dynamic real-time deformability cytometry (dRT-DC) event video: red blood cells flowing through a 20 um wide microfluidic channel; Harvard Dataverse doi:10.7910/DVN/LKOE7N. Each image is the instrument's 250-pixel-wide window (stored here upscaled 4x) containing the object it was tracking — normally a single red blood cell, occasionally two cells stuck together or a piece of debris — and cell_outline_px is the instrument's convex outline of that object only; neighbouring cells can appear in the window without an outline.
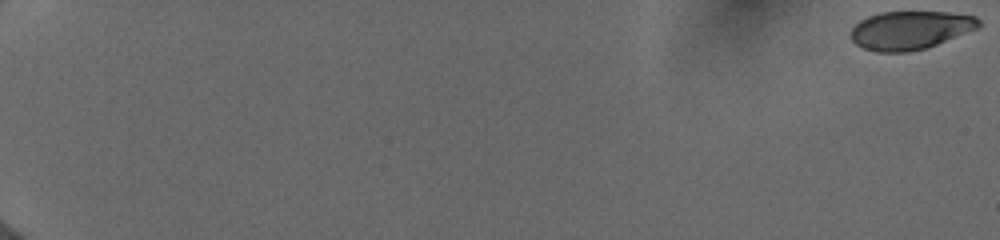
{"species": "human", "species_latin": "Homo sapiens", "temperature_condition": "cold", "stored_images_in_passage": 19, "camera_frame_rate_fps": 3000, "um_per_image_px": 0.085, "donor": {"sex": "female"}, "frame": {"image": 1, "passage_image": 1, "time_ms": 0.0, "image_size_px": [1000, 240], "cell_outline_px": [[980, 28], [936, 44], [924, 48], [908, 52], [876, 52], [864, 48], [856, 44], [852, 40], [852, 28], [860, 20], [868, 16], [880, 12], [948, 12], [976, 16], [980, 20]], "centroid_in_image_um": [77.39, 2.56], "position_along_channel_um": 7.6, "area_um2": 28.55}}
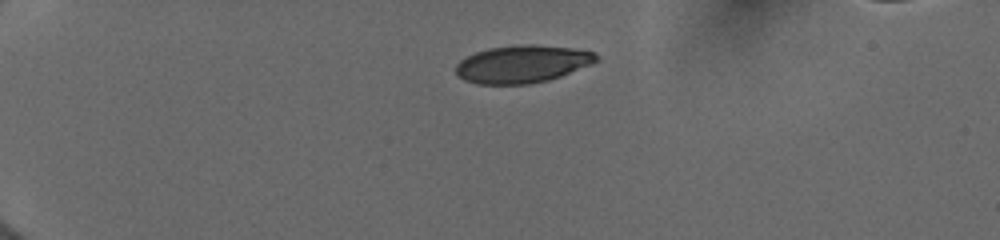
{"frame": {"image": 2, "passage_image": 14, "time_ms": 5.0, "image_size_px": [1000, 240], "cell_outline_px": [[600, 60], [592, 64], [560, 76], [548, 80], [528, 84], [476, 84], [464, 80], [456, 72], [456, 64], [460, 60], [476, 52], [488, 48], [516, 44], [532, 44], [572, 48], [592, 52]], "centroid_in_image_um": [44.38, 5.44], "position_along_channel_um": 40.6, "area_um2": 30.69}}
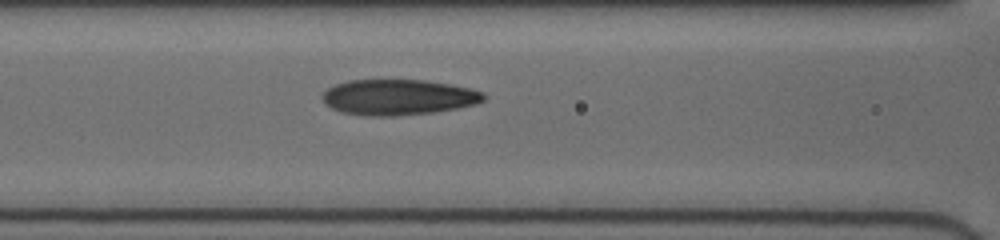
{"frame": {"image": 3, "passage_image": 19, "time_ms": 9.0, "image_size_px": [1000, 240], "cell_outline_px": [[484, 100], [476, 104], [456, 108], [432, 112], [396, 116], [368, 116], [344, 112], [332, 108], [324, 100], [324, 92], [328, 88], [336, 84], [348, 80], [424, 80], [472, 88], [484, 92]], "centroid_in_image_um": [33.89, 8.26], "position_along_channel_um": 132.7, "area_um2": 33.18}}